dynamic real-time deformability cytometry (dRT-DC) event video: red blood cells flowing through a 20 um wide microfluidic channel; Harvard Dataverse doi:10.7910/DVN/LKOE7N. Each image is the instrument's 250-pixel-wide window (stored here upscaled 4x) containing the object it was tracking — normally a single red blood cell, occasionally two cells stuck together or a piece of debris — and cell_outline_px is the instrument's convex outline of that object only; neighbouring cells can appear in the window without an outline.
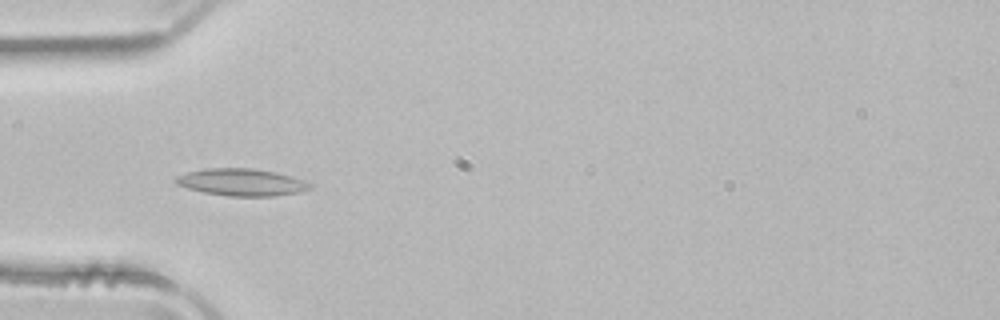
{"species": "common noctule bat (a hibernating species)", "species_latin": "Nyctalus noctula", "temperature_condition": "room temperature", "stored_images_in_passage": 50, "camera_frame_rate_fps": 3000, "um_per_image_px": 0.085, "animal": {"sex": "male", "body_mass_g": 21.5, "forearm_length_mm": 52.0}, "frame": {"image": 1, "passage_image": 15, "time_ms": 4.667, "image_size_px": [1000, 320], "cell_outline_px": [[312, 188], [300, 192], [272, 196], [228, 196], [204, 192], [188, 188], [176, 184], [172, 180], [176, 176], [188, 172], [204, 168], [252, 168], [272, 172], [288, 176], [312, 184]], "centroid_in_image_um": [20.47, 15.49], "position_along_channel_um": 64.5, "area_um2": 20.98}}
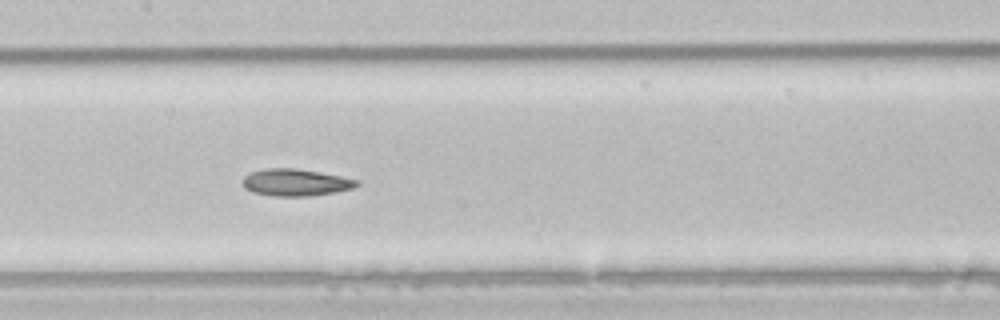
{"frame": {"image": 2, "passage_image": 24, "time_ms": 7.667, "image_size_px": [1000, 320], "cell_outline_px": [[360, 184], [352, 188], [332, 192], [308, 196], [272, 196], [252, 192], [244, 188], [244, 176], [252, 172], [264, 168], [292, 168], [340, 176], [360, 180]], "centroid_in_image_um": [25.11, 15.51], "position_along_channel_um": 182.3, "area_um2": 17.69}}
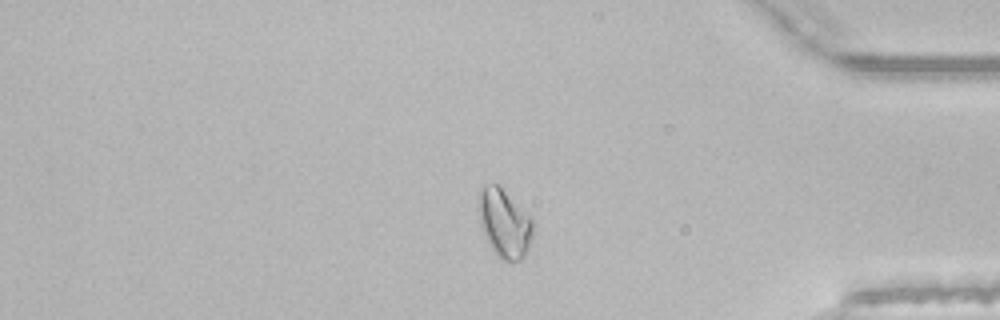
{"frame": {"image": 3, "passage_image": 42, "time_ms": 13.667, "image_size_px": [1000, 320], "cell_outline_px": [[532, 236], [528, 248], [524, 256], [520, 260], [504, 260], [496, 256], [480, 224], [476, 208], [480, 192], [484, 184], [496, 184], [532, 216]], "centroid_in_image_um": [42.86, 18.96], "position_along_channel_um": 392.3, "area_um2": 21.5}, "authors_computed_cell_mechanics": {"area_um2": 20.0277, "velocity_mm_per_s": 3.9516, "shape_relaxation_time_tau1_ms": null, "shape_relaxation_time_tau2_ms": 4.1875, "deformation_change_tau1": null, "deformation_change_tau2": 0.1038}}